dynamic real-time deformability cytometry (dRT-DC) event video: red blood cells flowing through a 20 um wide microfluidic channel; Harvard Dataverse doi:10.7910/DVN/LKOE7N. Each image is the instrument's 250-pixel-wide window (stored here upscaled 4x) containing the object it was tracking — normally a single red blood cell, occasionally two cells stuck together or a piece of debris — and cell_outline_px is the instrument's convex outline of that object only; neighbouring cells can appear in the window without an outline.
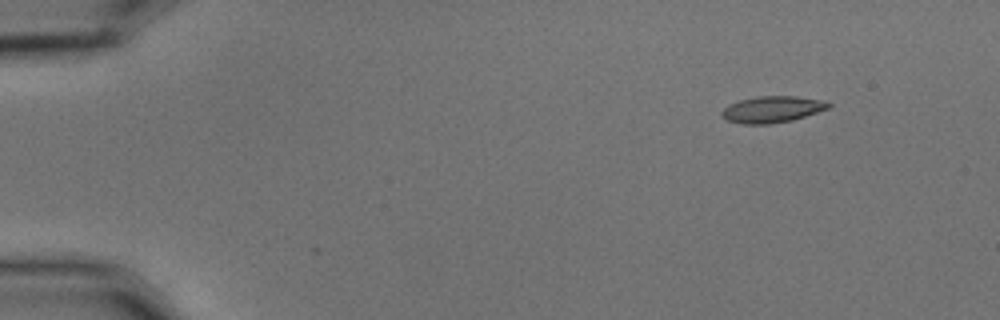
{"species": "common noctule bat (a hibernating species)", "species_latin": "Nyctalus noctula", "temperature_condition": "cold", "stored_images_in_passage": 51, "camera_frame_rate_fps": 3000, "um_per_image_px": 0.085, "animal": {"sex": "male", "body_mass_g": 15.6}, "frame": {"image": 1, "passage_image": 1, "time_ms": 0.0, "image_size_px": [1000, 320], "cell_outline_px": [[832, 104], [828, 108], [792, 120], [768, 124], [744, 124], [728, 120], [720, 116], [720, 112], [728, 104], [740, 100], [756, 96], [796, 96], [824, 100]], "centroid_in_image_um": [65.6, 9.28], "position_along_channel_um": 19.4, "area_um2": 16.42}}
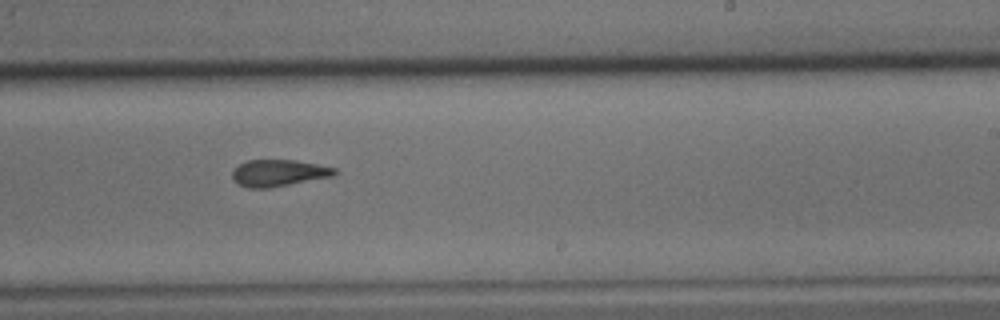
{"frame": {"image": 2, "passage_image": 30, "time_ms": 9.667, "image_size_px": [1000, 320], "cell_outline_px": [[340, 172], [332, 176], [268, 188], [248, 188], [232, 180], [232, 172], [240, 164], [248, 160], [296, 160], [336, 168]], "centroid_in_image_um": [23.69, 14.7], "position_along_channel_um": 265.3, "area_um2": 15.78}}
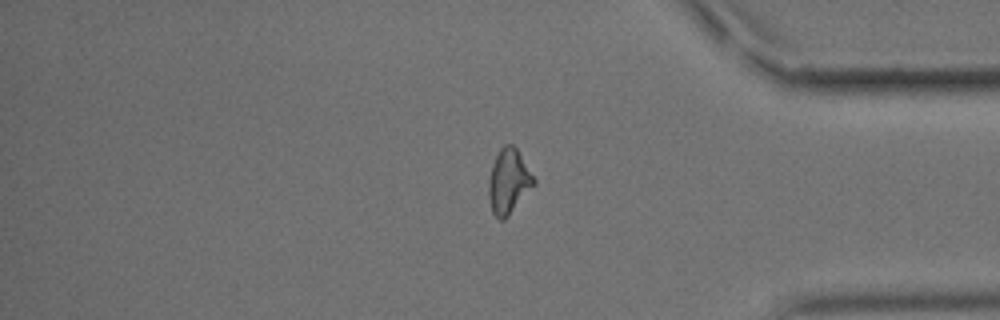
{"frame": {"image": 3, "passage_image": 42, "time_ms": 13.667, "image_size_px": [1000, 320], "cell_outline_px": [[536, 184], [508, 216], [504, 220], [500, 220], [492, 212], [488, 196], [488, 180], [492, 164], [500, 148], [504, 144], [512, 144], [516, 148], [536, 180]], "centroid_in_image_um": [43.23, 15.43], "position_along_channel_um": 392.0, "area_um2": 17.05}, "authors_computed_cell_mechanics": {"area_um2": 16.5886, "velocity_mm_per_s": 3.5887, "shape_relaxation_time_tau1_ms": null, "shape_relaxation_time_tau2_ms": 3.1103, "deformation_change_tau1": null, "deformation_change_tau2": 0.1056}}